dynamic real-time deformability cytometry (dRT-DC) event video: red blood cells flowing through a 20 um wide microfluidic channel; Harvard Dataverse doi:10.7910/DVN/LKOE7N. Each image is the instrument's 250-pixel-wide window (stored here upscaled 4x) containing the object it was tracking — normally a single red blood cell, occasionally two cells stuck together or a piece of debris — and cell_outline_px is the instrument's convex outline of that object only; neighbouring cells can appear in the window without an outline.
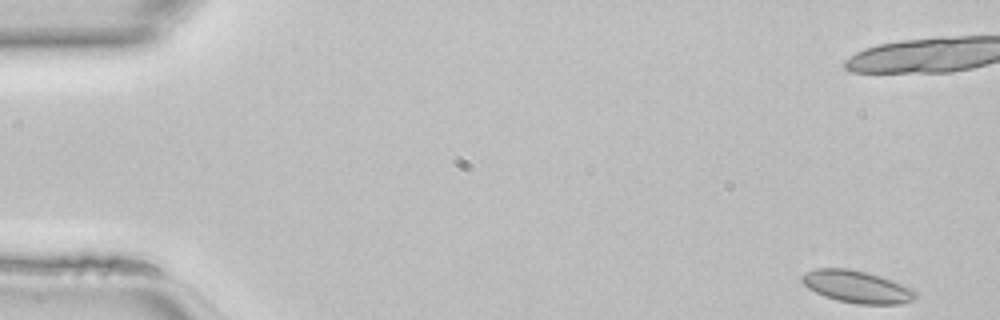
{"species": "common noctule bat (a hibernating species)", "species_latin": "Nyctalus noctula", "temperature_condition": "room temperature", "stored_images_in_passage": 46, "camera_frame_rate_fps": 3000, "um_per_image_px": 0.085, "animal": {"sex": "female", "body_mass_g": 22.7, "forearm_length_mm": 54.2}, "frame": {"image": 1, "passage_image": 1, "time_ms": 0.0, "image_size_px": [1000, 320], "cell_outline_px": [[916, 296], [912, 300], [900, 304], [860, 304], [836, 300], [824, 296], [808, 288], [800, 280], [800, 276], [804, 272], [816, 268], [848, 268], [868, 272], [904, 284], [912, 288], [916, 292]], "centroid_in_image_um": [72.82, 24.36], "position_along_channel_um": 12.2, "area_um2": 21.5}}